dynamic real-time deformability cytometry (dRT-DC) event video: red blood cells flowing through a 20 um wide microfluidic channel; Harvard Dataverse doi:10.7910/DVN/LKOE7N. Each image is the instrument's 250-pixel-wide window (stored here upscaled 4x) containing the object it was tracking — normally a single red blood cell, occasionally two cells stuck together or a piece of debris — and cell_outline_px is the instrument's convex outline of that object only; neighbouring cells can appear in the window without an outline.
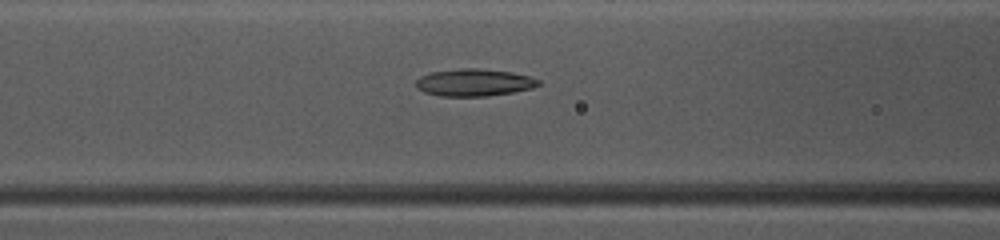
{"species": "common noctule bat (a hibernating species)", "species_latin": "Nyctalus noctula", "temperature_condition": "warm", "stored_images_in_passage": 40, "camera_frame_rate_fps": 3000, "um_per_image_px": 0.085, "animal": {"sex": "female", "body_mass_g": 10.0, "forearm_length_mm": 53.1}, "frame": {"image": 1, "passage_image": 12, "time_ms": 3.667, "image_size_px": [1000, 240], "cell_outline_px": [[540, 84], [532, 88], [512, 92], [488, 96], [440, 96], [424, 92], [416, 88], [416, 80], [420, 76], [428, 72], [460, 68], [476, 68], [512, 72], [528, 76], [540, 80]], "centroid_in_image_um": [40.26, 7.01], "position_along_channel_um": 126.3, "area_um2": 19.54}}
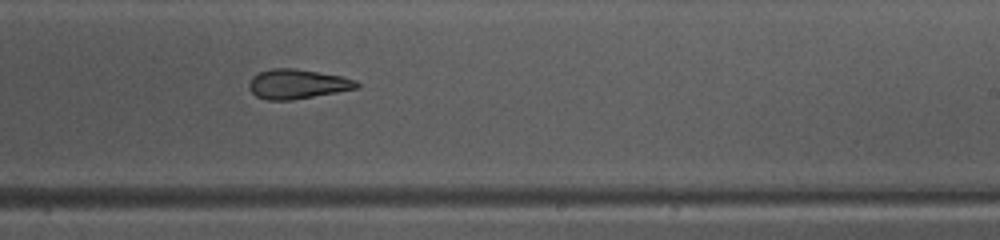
{"frame": {"image": 2, "passage_image": 22, "time_ms": 7.0, "image_size_px": [1000, 240], "cell_outline_px": [[360, 88], [292, 100], [268, 100], [256, 96], [248, 88], [248, 84], [252, 76], [260, 72], [272, 68], [296, 68], [340, 76], [356, 80], [360, 84]], "centroid_in_image_um": [25.27, 7.14], "position_along_channel_um": 263.7, "area_um2": 18.61}}
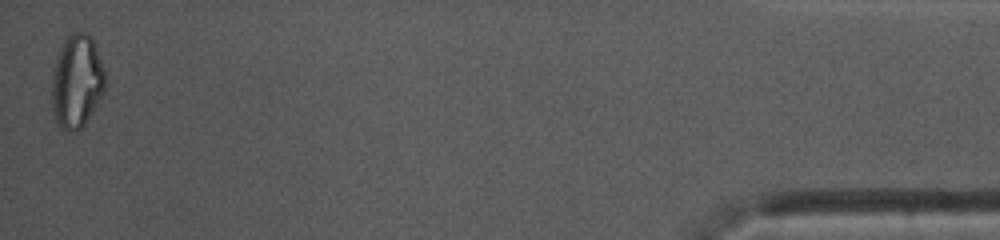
{"frame": {"image": 3, "passage_image": 40, "time_ms": 13.0, "image_size_px": [1000, 240], "cell_outline_px": [[104, 88], [96, 104], [84, 124], [80, 128], [72, 132], [64, 132], [56, 120], [52, 112], [52, 76], [56, 56], [64, 36], [72, 32], [88, 32], [92, 36], [104, 72]], "centroid_in_image_um": [6.48, 6.87], "position_along_channel_um": 428.7, "area_um2": 28.96}, "authors_computed_cell_mechanics": {"area_um2": 19.9988, "velocity_mm_per_s": 4.1202, "shape_relaxation_time_tau1_ms": null, "shape_relaxation_time_tau2_ms": 3.1712, "deformation_change_tau1": null, "deformation_change_tau2": 0.1231}}